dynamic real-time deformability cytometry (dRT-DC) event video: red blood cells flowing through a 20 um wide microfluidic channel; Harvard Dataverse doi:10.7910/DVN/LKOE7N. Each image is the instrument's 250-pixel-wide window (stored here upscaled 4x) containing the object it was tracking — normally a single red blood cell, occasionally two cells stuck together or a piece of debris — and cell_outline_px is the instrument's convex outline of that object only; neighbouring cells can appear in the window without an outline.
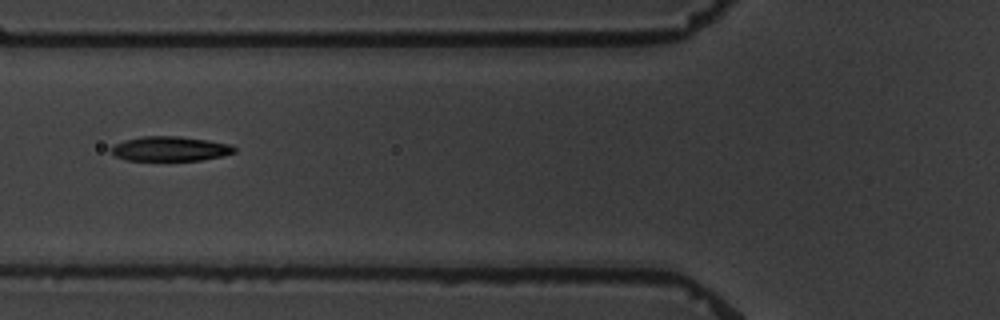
{"species": "common noctule bat (a hibernating species)", "species_latin": "Nyctalus noctula", "temperature_condition": "warm", "stored_images_in_passage": 14, "camera_frame_rate_fps": 3000, "um_per_image_px": 0.085, "animal": {"sex": "male", "body_mass_g": 19.5, "forearm_length_mm": 54.6}, "frame": {"image": 1, "passage_image": 5, "time_ms": 6.0, "image_size_px": [1000, 320], "cell_outline_px": [[236, 152], [224, 156], [200, 160], [128, 160], [116, 156], [108, 148], [124, 140], [144, 136], [180, 136], [228, 144], [236, 148]], "centroid_in_image_um": [14.45, 12.65], "position_along_channel_um": 111.3, "area_um2": 17.51}}
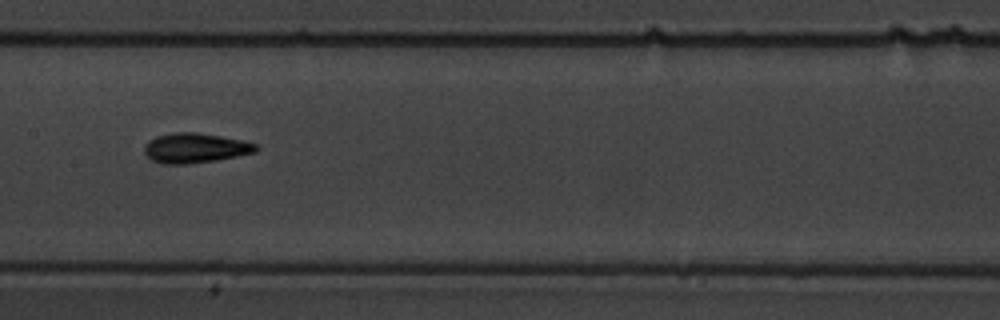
{"frame": {"image": 2, "passage_image": 7, "time_ms": 8.333, "image_size_px": [1000, 320], "cell_outline_px": [[260, 148], [256, 152], [216, 160], [184, 164], [164, 164], [152, 160], [144, 152], [144, 148], [148, 140], [156, 136], [176, 132], [196, 132], [244, 140], [256, 144]], "centroid_in_image_um": [16.6, 12.57], "position_along_channel_um": 190.8, "area_um2": 19.36}}
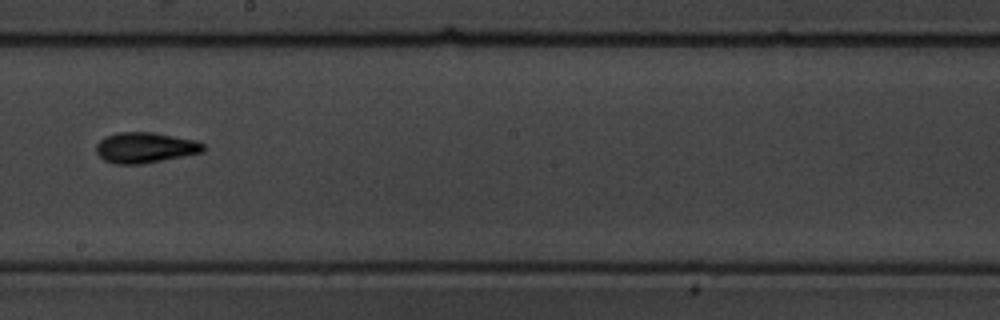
{"frame": {"image": 3, "passage_image": 8, "time_ms": 9.667, "image_size_px": [1000, 320], "cell_outline_px": [[204, 152], [140, 164], [112, 164], [104, 160], [96, 152], [96, 144], [104, 136], [116, 132], [152, 132], [196, 140], [204, 144]], "centroid_in_image_um": [12.3, 12.54], "position_along_channel_um": 235.9, "area_um2": 19.13}, "authors_computed_cell_mechanics": {"area_um2": 17.918, "velocity_mm_per_s": 3.3845, "shape_relaxation_time_tau1_ms": null, "shape_relaxation_time_tau2_ms": 8.9862, "deformation_change_tau1": null, "deformation_change_tau2": 0.1402}}